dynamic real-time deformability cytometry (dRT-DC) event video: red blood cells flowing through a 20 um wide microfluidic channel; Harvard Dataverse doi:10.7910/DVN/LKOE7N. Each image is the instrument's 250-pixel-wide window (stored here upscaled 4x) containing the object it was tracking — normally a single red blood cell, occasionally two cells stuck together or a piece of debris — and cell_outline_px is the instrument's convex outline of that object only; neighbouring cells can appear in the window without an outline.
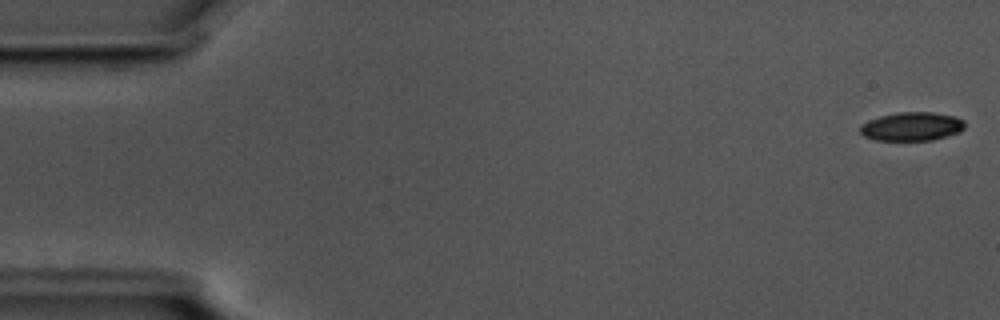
{"species": "common noctule bat (a hibernating species)", "species_latin": "Nyctalus noctula", "temperature_condition": "cold", "stored_images_in_passage": 16, "camera_frame_rate_fps": 3000, "um_per_image_px": 0.085, "animal": {"sex": "male", "body_mass_g": 17.5, "forearm_length_mm": 52.3}, "frame": {"image": 1, "passage_image": 1, "time_ms": 0.0, "image_size_px": [1000, 320], "cell_outline_px": [[964, 128], [960, 132], [948, 136], [932, 140], [876, 140], [864, 136], [860, 132], [860, 124], [868, 120], [880, 116], [896, 112], [932, 112], [956, 116], [964, 120]], "centroid_in_image_um": [77.51, 10.74], "position_along_channel_um": 7.5, "area_um2": 17.63}}
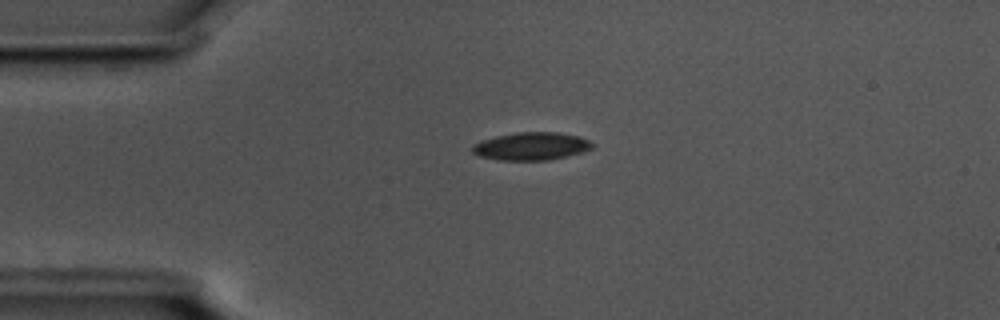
{"frame": {"image": 2, "passage_image": 13, "time_ms": 4.0, "image_size_px": [1000, 320], "cell_outline_px": [[596, 144], [592, 148], [584, 152], [548, 160], [500, 160], [480, 156], [472, 152], [472, 144], [496, 136], [516, 132], [556, 132], [580, 136]], "centroid_in_image_um": [45.2, 12.42], "position_along_channel_um": 39.8, "area_um2": 19.48}}